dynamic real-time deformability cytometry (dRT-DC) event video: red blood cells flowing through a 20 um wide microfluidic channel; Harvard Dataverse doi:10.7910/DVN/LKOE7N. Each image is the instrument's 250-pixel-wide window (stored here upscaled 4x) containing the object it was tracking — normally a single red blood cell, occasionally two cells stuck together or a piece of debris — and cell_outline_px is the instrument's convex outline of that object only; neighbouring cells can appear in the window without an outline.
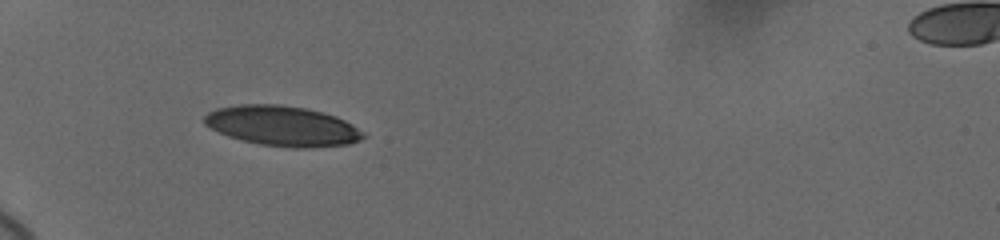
{"species": "human", "species_latin": "Homo sapiens", "temperature_condition": "cold", "stored_images_in_passage": 48, "camera_frame_rate_fps": 3000, "um_per_image_px": 0.085, "donor": {"sex": "female"}, "frame": {"image": 1, "passage_image": 1, "time_ms": 0.0, "image_size_px": [1000, 240], "cell_outline_px": [[368, 136], [360, 140], [348, 144], [308, 148], [292, 148], [260, 144], [228, 136], [204, 124], [204, 116], [208, 112], [216, 108], [240, 104], [280, 104], [308, 108], [324, 112], [336, 116], [352, 124], [364, 132]], "centroid_in_image_um": [24.04, 10.7], "position_along_channel_um": 61.0, "area_um2": 37.28}}
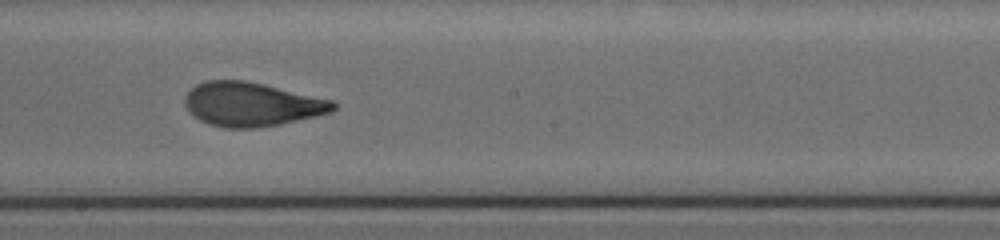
{"frame": {"image": 2, "passage_image": 19, "time_ms": 5.0, "image_size_px": [1000, 240], "cell_outline_px": [[336, 108], [332, 112], [316, 116], [280, 124], [252, 128], [224, 128], [208, 124], [192, 116], [188, 112], [184, 104], [184, 96], [196, 84], [208, 80], [248, 80], [332, 100], [336, 104]], "centroid_in_image_um": [21.35, 8.86], "position_along_channel_um": 226.8, "area_um2": 38.21}}
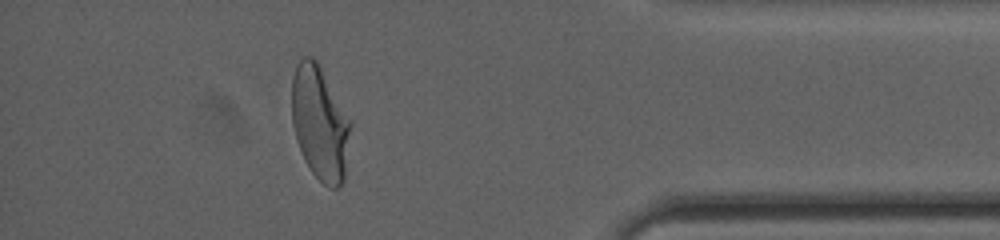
{"frame": {"image": 3, "passage_image": 39, "time_ms": 10.667, "image_size_px": [1000, 240], "cell_outline_px": [[352, 124], [344, 180], [336, 188], [328, 188], [312, 172], [304, 160], [296, 140], [292, 124], [292, 76], [300, 60], [304, 56], [308, 56], [316, 60], [320, 64], [352, 120]], "centroid_in_image_um": [27.21, 10.45], "position_along_channel_um": 408.0, "area_um2": 39.54}, "authors_computed_cell_mechanics": {"area_um2": 38.2058, "velocity_mm_per_s": 3.664, "shape_relaxation_time_tau1_ms": 5.145, "shape_relaxation_time_tau2_ms": 1.0873, "deformation_change_tau1": 0.1894, "deformation_change_tau2": 0.0757}}